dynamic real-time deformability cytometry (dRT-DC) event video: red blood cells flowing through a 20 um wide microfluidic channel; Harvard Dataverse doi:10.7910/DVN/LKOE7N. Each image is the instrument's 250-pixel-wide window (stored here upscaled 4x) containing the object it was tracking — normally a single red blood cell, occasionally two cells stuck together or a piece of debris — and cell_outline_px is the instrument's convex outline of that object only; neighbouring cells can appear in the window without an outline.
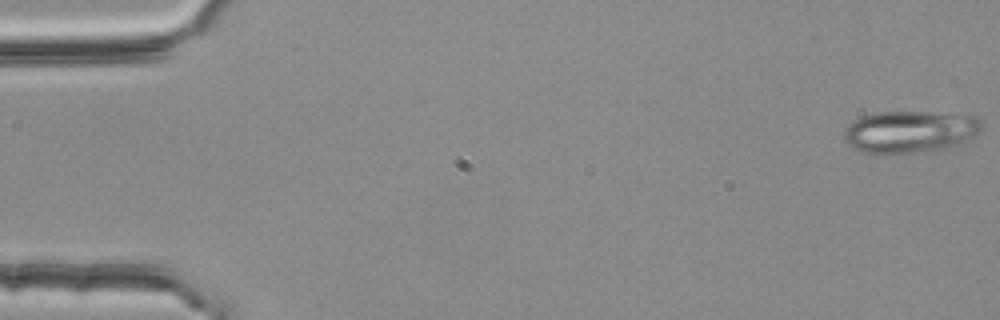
{"species": "common noctule bat (a hibernating species)", "species_latin": "Nyctalus noctula", "temperature_condition": "room temperature", "stored_images_in_passage": 54, "camera_frame_rate_fps": 3000, "um_per_image_px": 0.085, "animal": {"sex": "female", "body_mass_g": 25.1}, "frame": {"image": 1, "passage_image": 1, "time_ms": 0.0, "image_size_px": [1000, 320], "cell_outline_px": [[984, 124], [980, 132], [964, 140], [952, 144], [936, 148], [912, 152], [884, 156], [876, 156], [860, 152], [852, 148], [844, 140], [844, 132], [848, 124], [852, 120], [860, 116], [880, 112], [968, 112], [976, 116]], "centroid_in_image_um": [77.29, 11.17], "position_along_channel_um": 7.7, "area_um2": 34.33}}
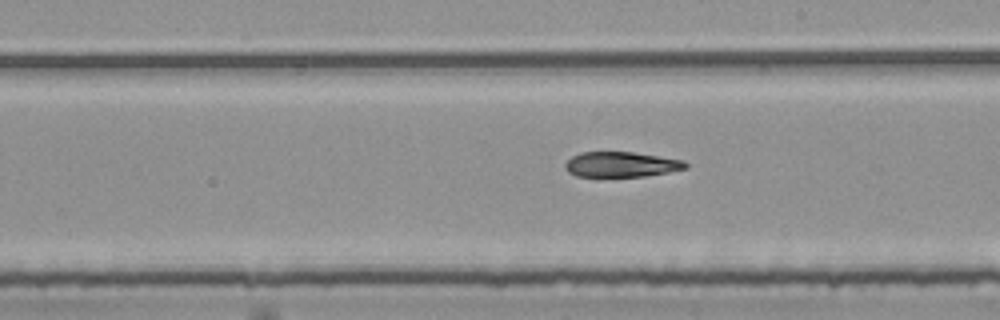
{"frame": {"image": 2, "passage_image": 31, "time_ms": 10.0, "image_size_px": [1000, 320], "cell_outline_px": [[688, 168], [668, 172], [644, 176], [596, 180], [576, 176], [568, 172], [564, 168], [564, 164], [572, 156], [580, 152], [632, 152], [684, 160], [688, 164]], "centroid_in_image_um": [52.72, 14.03], "position_along_channel_um": 236.3, "area_um2": 18.61}}
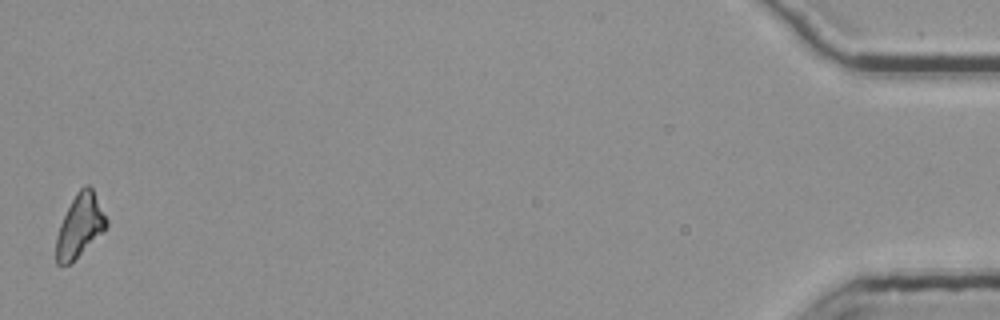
{"frame": {"image": 3, "passage_image": 54, "time_ms": 17.667, "image_size_px": [1000, 320], "cell_outline_px": [[108, 224], [104, 232], [68, 264], [56, 264], [56, 236], [60, 224], [76, 192], [84, 184], [88, 184], [92, 188], [108, 220]], "centroid_in_image_um": [6.8, 19.16], "position_along_channel_um": 428.4, "area_um2": 18.15}, "authors_computed_cell_mechanics": {"area_um2": 19.3341, "velocity_mm_per_s": 3.789, "shape_relaxation_time_tau1_ms": 5.2605, "shape_relaxation_time_tau2_ms": 7.4439, "deformation_change_tau1": 0.1535, "deformation_change_tau2": 0.1587}}